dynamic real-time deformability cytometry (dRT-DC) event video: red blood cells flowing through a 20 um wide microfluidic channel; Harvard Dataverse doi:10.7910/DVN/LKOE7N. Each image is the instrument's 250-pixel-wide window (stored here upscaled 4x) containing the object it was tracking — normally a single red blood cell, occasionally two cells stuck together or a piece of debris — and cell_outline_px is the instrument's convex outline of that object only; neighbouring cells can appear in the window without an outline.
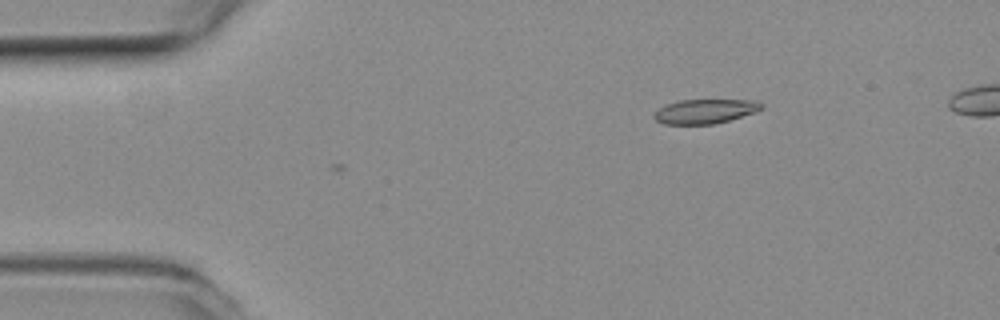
{"species": "common noctule bat (a hibernating species)", "species_latin": "Nyctalus noctula", "temperature_condition": "room temperature", "stored_images_in_passage": 3, "camera_frame_rate_fps": 3000, "um_per_image_px": 0.085, "animal": {"sex": "female", "body_mass_g": 19.3, "forearm_length_mm": 54.1}, "frame": {"image": 1, "passage_image": 1, "time_ms": 0.0, "image_size_px": [1000, 320], "cell_outline_px": [[764, 108], [756, 112], [728, 120], [712, 124], [664, 124], [656, 120], [652, 116], [660, 108], [668, 104], [680, 100], [756, 100], [764, 104]], "centroid_in_image_um": [59.97, 9.46], "position_along_channel_um": 25.0, "area_um2": 15.14}}